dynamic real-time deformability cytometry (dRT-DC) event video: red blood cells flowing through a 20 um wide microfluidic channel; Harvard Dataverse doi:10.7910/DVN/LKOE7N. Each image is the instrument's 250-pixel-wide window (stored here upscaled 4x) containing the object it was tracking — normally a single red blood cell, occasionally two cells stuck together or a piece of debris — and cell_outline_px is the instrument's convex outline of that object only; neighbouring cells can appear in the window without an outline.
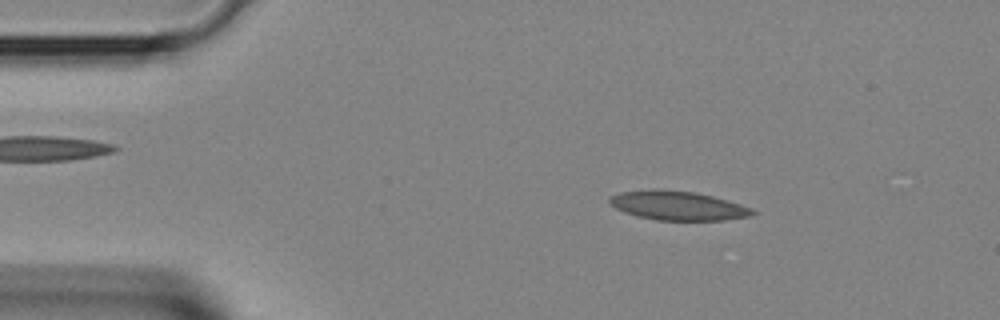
{"species": "Egyptian fruit bat (a non-hibernating species)", "species_latin": "Rousettus aegyptiacus", "temperature_condition": "room temperature", "stored_images_in_passage": 39, "camera_frame_rate_fps": 3000, "um_per_image_px": 0.085, "animal": {"sex": "female"}, "frame": {"image": 1, "passage_image": 6, "time_ms": 1.667, "image_size_px": [1000, 320], "cell_outline_px": [[760, 212], [752, 216], [724, 220], [656, 220], [624, 212], [616, 208], [608, 200], [608, 196], [620, 192], [656, 188], [696, 192], [728, 200], [752, 208]], "centroid_in_image_um": [57.65, 17.47], "position_along_channel_um": 27.4, "area_um2": 24.45}}
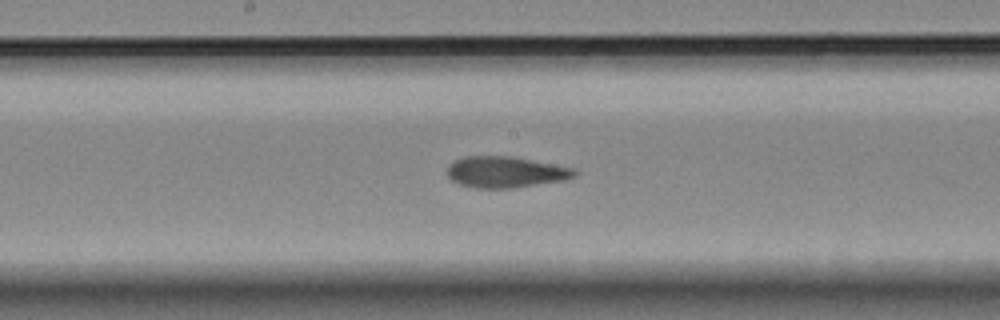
{"frame": {"image": 2, "passage_image": 20, "time_ms": 6.333, "image_size_px": [1000, 320], "cell_outline_px": [[576, 172], [572, 176], [564, 180], [512, 188], [472, 188], [460, 184], [452, 180], [448, 176], [448, 164], [452, 160], [464, 156], [512, 156], [572, 168]], "centroid_in_image_um": [42.88, 14.62], "position_along_channel_um": 205.3, "area_um2": 22.95}}
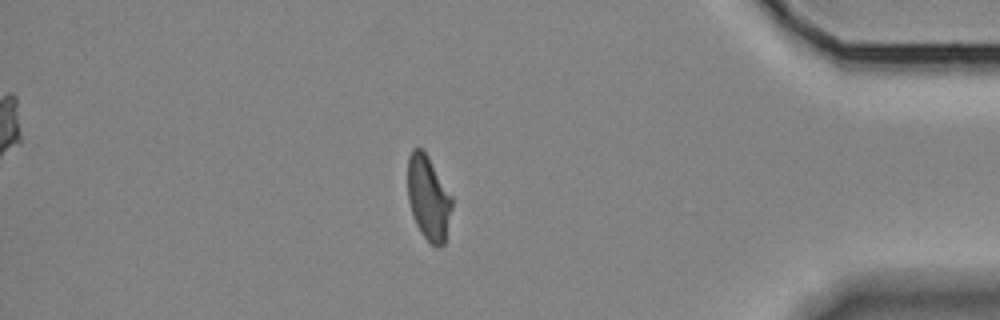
{"frame": {"image": 3, "passage_image": 34, "time_ms": 11.0, "image_size_px": [1000, 320], "cell_outline_px": [[452, 208], [444, 244], [436, 248], [420, 232], [416, 224], [408, 200], [408, 156], [412, 148], [420, 148], [428, 156], [452, 196]], "centroid_in_image_um": [36.41, 16.82], "position_along_channel_um": 398.8, "area_um2": 21.62}}